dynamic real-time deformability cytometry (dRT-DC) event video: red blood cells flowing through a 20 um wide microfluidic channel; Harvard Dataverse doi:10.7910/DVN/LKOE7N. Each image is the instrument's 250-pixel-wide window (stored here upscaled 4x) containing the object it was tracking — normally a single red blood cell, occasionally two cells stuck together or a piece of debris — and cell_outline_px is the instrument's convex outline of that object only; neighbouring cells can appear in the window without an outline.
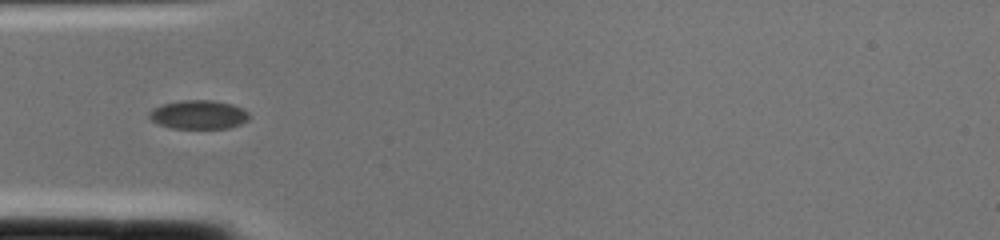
{"species": "common noctule bat (a hibernating species)", "species_latin": "Nyctalus noctula", "temperature_condition": "cold", "stored_images_in_passage": 2, "camera_frame_rate_fps": 3000, "um_per_image_px": 0.085, "animal": {"sex": "female", "body_mass_g": 22.0, "forearm_length_mm": 56.7}, "frame": {"image": 1, "passage_image": 2, "time_ms": 0.333, "image_size_px": [1000, 240], "cell_outline_px": [[248, 120], [240, 124], [228, 128], [172, 128], [160, 124], [152, 120], [148, 116], [148, 112], [152, 108], [160, 104], [180, 100], [212, 100], [232, 104], [244, 108], [248, 112]], "centroid_in_image_um": [16.86, 9.73], "position_along_channel_um": 68.1, "area_um2": 16.88}}